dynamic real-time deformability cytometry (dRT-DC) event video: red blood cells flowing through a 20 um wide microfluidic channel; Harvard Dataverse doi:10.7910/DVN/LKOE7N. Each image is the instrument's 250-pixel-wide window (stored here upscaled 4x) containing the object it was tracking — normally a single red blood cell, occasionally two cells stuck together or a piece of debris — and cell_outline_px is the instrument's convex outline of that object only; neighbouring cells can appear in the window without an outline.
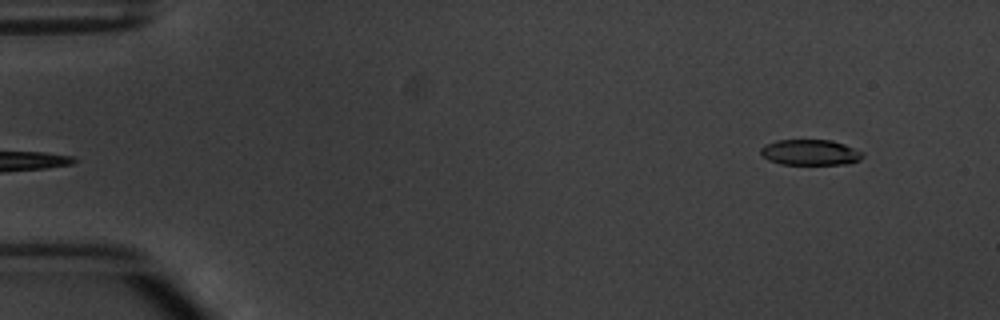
{"species": "common noctule bat (a hibernating species)", "species_latin": "Nyctalus noctula", "temperature_condition": "warm", "stored_images_in_passage": 4, "segment_of_instrument_passage": [2, 2], "camera_frame_rate_fps": 3000, "um_per_image_px": 0.085, "animal": {"sex": "male", "body_mass_g": 20.1, "forearm_length_mm": 53.5}, "frame": {"image": 1, "passage_image": 4, "time_ms": 4.333, "image_size_px": [1000, 320], "cell_outline_px": [[864, 156], [860, 160], [848, 164], [780, 164], [768, 160], [760, 156], [760, 148], [764, 144], [776, 140], [832, 140], [844, 144], [864, 152]], "centroid_in_image_um": [68.85, 12.95], "position_along_channel_um": 16.2, "area_um2": 15.49}}